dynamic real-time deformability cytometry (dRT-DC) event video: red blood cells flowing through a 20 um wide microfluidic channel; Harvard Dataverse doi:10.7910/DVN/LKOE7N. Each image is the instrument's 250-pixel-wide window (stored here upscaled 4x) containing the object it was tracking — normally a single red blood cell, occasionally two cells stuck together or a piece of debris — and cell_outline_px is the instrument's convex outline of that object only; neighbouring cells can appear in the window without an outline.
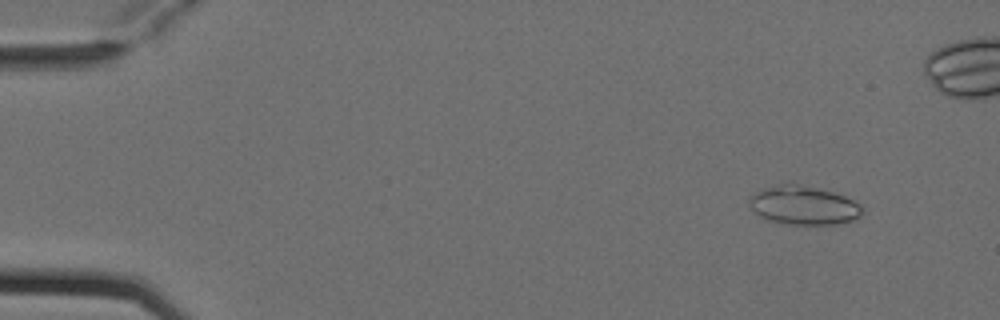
{"species": "Egyptian fruit bat (a non-hibernating species)", "species_latin": "Rousettus aegyptiacus", "temperature_condition": "cold", "stored_images_in_passage": 5, "camera_frame_rate_fps": 3000, "um_per_image_px": 0.085, "animal": {"sex": "female"}, "frame": {"image": 1, "passage_image": 1, "time_ms": 0.0, "image_size_px": [1000, 320], "cell_outline_px": [[864, 208], [860, 216], [852, 220], [840, 224], [776, 224], [764, 220], [752, 208], [748, 200], [756, 192], [764, 188], [780, 184], [792, 184], [832, 192], [844, 196], [860, 204]], "centroid_in_image_um": [68.29, 17.49], "position_along_channel_um": 16.7, "area_um2": 25.26}}